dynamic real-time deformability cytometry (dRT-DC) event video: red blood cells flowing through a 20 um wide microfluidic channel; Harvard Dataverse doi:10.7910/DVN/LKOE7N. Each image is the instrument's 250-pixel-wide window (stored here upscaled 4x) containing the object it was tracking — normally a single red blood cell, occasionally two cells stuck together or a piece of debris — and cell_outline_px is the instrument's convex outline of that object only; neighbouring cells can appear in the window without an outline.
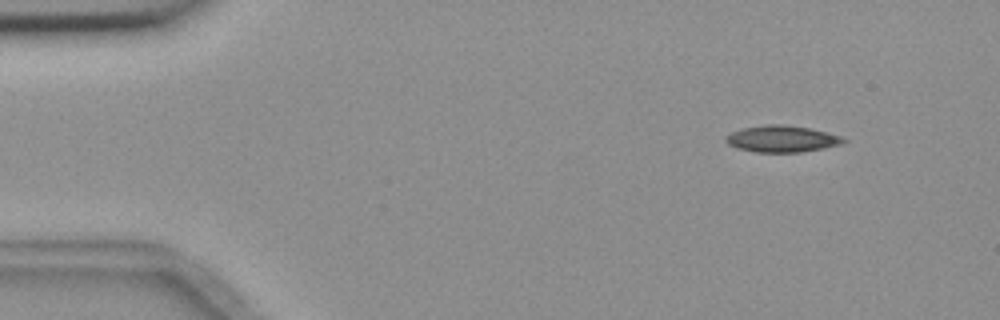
{"species": "common noctule bat (a hibernating species)", "species_latin": "Nyctalus noctula", "temperature_condition": "room temperature", "stored_images_in_passage": 4, "camera_frame_rate_fps": 3000, "um_per_image_px": 0.085, "animal": {"sex": "female", "body_mass_g": 18.4}, "frame": {"image": 1, "passage_image": 1, "time_ms": 0.0, "image_size_px": [1000, 320], "cell_outline_px": [[848, 140], [844, 144], [824, 148], [800, 152], [756, 152], [736, 148], [728, 144], [724, 140], [724, 136], [740, 128], [764, 124], [784, 124], [808, 128], [828, 132], [840, 136]], "centroid_in_image_um": [66.44, 11.79], "position_along_channel_um": 18.6, "area_um2": 18.5}}
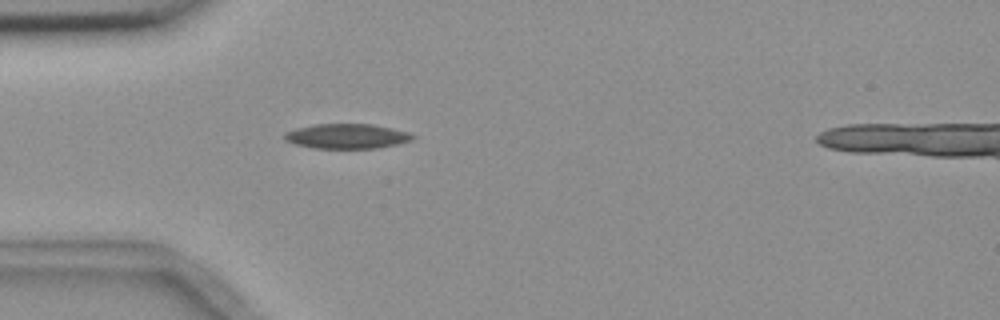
{"frame": {"image": 2, "passage_image": 4, "time_ms": 3.333, "image_size_px": [1000, 320], "cell_outline_px": [[416, 136], [412, 140], [396, 144], [376, 148], [312, 148], [296, 144], [284, 140], [284, 132], [296, 128], [316, 124], [372, 124], [392, 128], [408, 132]], "centroid_in_image_um": [29.47, 11.57], "position_along_channel_um": 55.5, "area_um2": 18.5}}